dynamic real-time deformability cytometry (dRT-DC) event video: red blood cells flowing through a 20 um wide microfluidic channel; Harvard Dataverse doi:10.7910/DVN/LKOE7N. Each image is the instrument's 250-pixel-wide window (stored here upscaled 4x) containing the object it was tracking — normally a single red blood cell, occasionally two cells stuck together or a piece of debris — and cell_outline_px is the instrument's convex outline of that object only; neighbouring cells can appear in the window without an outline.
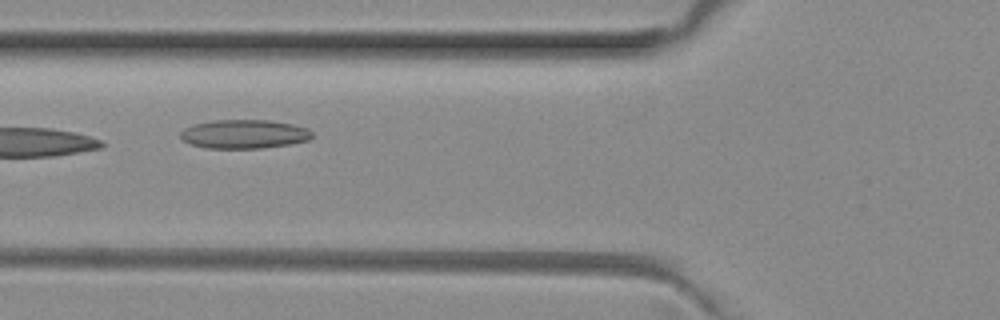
{"species": "common noctule bat (a hibernating species)", "species_latin": "Nyctalus noctula", "temperature_condition": "room temperature", "stored_images_in_passage": 6, "camera_frame_rate_fps": 3000, "um_per_image_px": 0.085, "animal": {"sex": "female", "body_mass_g": 29.2, "forearm_length_mm": 56.3}, "frame": {"image": 1, "passage_image": 6, "time_ms": 1.667, "image_size_px": [1000, 320], "cell_outline_px": [[312, 136], [308, 140], [288, 144], [260, 148], [208, 148], [192, 144], [184, 140], [180, 136], [180, 132], [184, 128], [192, 124], [212, 120], [272, 120], [292, 124], [308, 128], [312, 132]], "centroid_in_image_um": [20.74, 11.38], "position_along_channel_um": 105.1, "area_um2": 22.08}}